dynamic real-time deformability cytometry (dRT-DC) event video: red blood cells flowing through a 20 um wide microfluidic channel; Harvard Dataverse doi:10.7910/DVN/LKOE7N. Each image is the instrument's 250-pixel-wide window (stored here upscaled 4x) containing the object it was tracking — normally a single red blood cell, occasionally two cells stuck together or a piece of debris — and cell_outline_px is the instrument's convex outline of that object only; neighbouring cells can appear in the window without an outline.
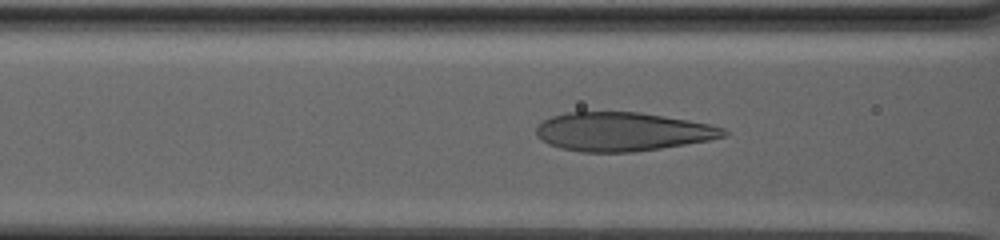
{"species": "human", "species_latin": "Homo sapiens", "temperature_condition": "warm", "stored_images_in_passage": 74, "camera_frame_rate_fps": 3000, "um_per_image_px": 0.085, "donor": {"sex": "male"}, "frame": {"image": 1, "passage_image": 32, "time_ms": 10.333, "image_size_px": [1000, 240], "cell_outline_px": [[728, 136], [708, 140], [660, 148], [632, 152], [580, 152], [560, 148], [548, 144], [536, 136], [536, 128], [544, 120], [552, 116], [568, 112], [640, 112], [688, 120], [708, 124], [724, 128], [728, 132]], "centroid_in_image_um": [52.89, 11.19], "position_along_channel_um": 113.7, "area_um2": 42.19}}
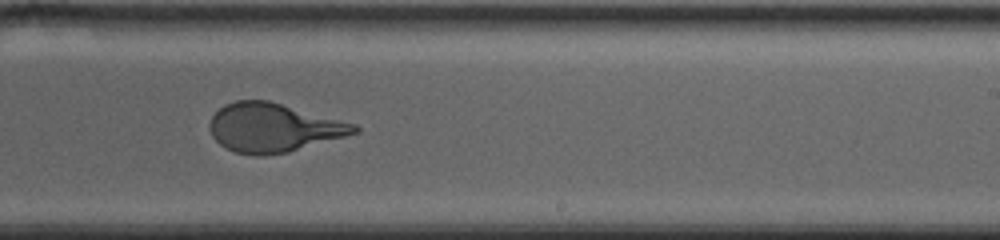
{"frame": {"image": 2, "passage_image": 50, "time_ms": 16.333, "image_size_px": [1000, 240], "cell_outline_px": [[360, 132], [288, 152], [260, 156], [256, 156], [236, 152], [220, 144], [212, 136], [208, 128], [208, 124], [212, 116], [224, 104], [236, 100], [268, 100], [356, 124], [360, 128]], "centroid_in_image_um": [23.22, 10.85], "position_along_channel_um": 265.8, "area_um2": 40.98}}
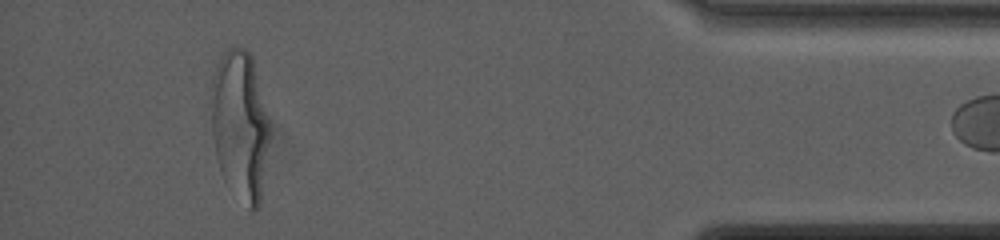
{"frame": {"image": 3, "passage_image": 73, "time_ms": 24.0, "image_size_px": [1000, 240], "cell_outline_px": [[268, 140], [260, 204], [252, 212], [248, 208], [224, 180], [220, 172], [216, 156], [212, 136], [212, 80], [216, 64], [224, 52], [228, 48], [244, 48], [252, 56], [268, 120]], "centroid_in_image_um": [20.38, 10.65], "position_along_channel_um": 414.8, "area_um2": 50.11}}